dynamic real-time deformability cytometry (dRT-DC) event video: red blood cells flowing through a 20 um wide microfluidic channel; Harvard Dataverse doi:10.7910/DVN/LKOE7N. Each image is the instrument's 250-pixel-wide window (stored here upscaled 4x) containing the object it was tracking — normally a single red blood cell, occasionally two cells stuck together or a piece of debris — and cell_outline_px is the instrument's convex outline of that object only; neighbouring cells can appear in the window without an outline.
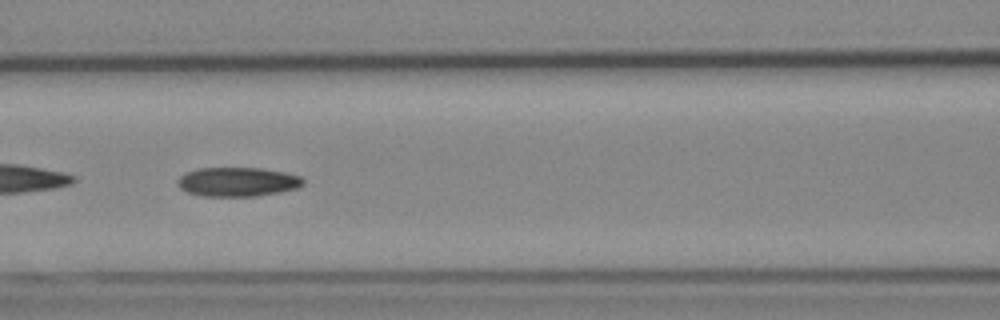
{"species": "Egyptian fruit bat (a non-hibernating species)", "species_latin": "Rousettus aegyptiacus", "temperature_condition": "cold", "stored_images_in_passage": 9, "camera_frame_rate_fps": 3000, "um_per_image_px": 0.085, "animal": {"sex": "female"}, "frame": {"image": 1, "passage_image": 6, "time_ms": 6.0, "image_size_px": [1000, 320], "cell_outline_px": [[304, 184], [296, 188], [280, 192], [256, 196], [200, 196], [188, 192], [180, 188], [176, 184], [176, 180], [180, 176], [188, 172], [200, 168], [260, 168], [284, 172], [300, 176], [304, 180]], "centroid_in_image_um": [20.18, 15.46], "position_along_channel_um": 146.4, "area_um2": 21.33}}